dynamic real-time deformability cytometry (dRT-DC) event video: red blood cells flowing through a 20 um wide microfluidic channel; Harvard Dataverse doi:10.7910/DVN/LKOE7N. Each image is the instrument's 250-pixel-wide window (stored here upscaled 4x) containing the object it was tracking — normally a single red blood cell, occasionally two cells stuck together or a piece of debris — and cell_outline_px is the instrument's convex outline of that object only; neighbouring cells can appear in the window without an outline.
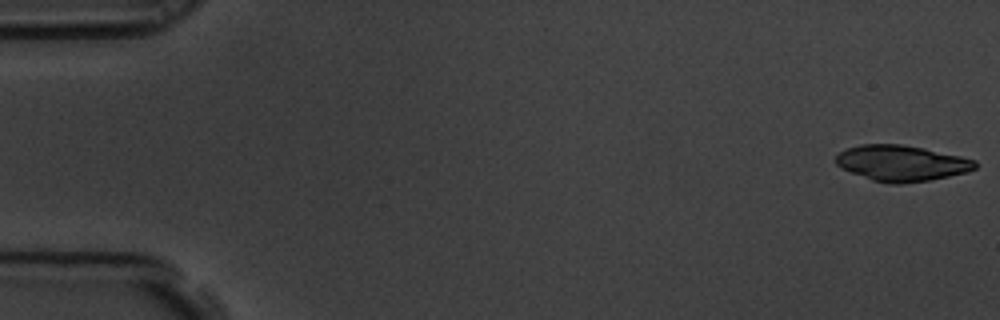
{"species": "common noctule bat (a hibernating species)", "species_latin": "Nyctalus noctula", "temperature_condition": "room temperature", "stored_images_in_passage": 5, "camera_frame_rate_fps": 3000, "um_per_image_px": 0.085, "animal": {"sex": "male", "body_mass_g": 19.5, "forearm_length_mm": 54.6}, "frame": {"image": 1, "passage_image": 1, "time_ms": 0.0, "image_size_px": [1000, 320], "cell_outline_px": [[976, 168], [964, 172], [948, 176], [928, 180], [900, 184], [888, 184], [872, 180], [840, 168], [836, 164], [836, 156], [840, 152], [848, 148], [860, 144], [900, 144], [924, 148], [960, 156], [976, 160]], "centroid_in_image_um": [76.6, 13.87], "position_along_channel_um": 8.4, "area_um2": 28.9}}